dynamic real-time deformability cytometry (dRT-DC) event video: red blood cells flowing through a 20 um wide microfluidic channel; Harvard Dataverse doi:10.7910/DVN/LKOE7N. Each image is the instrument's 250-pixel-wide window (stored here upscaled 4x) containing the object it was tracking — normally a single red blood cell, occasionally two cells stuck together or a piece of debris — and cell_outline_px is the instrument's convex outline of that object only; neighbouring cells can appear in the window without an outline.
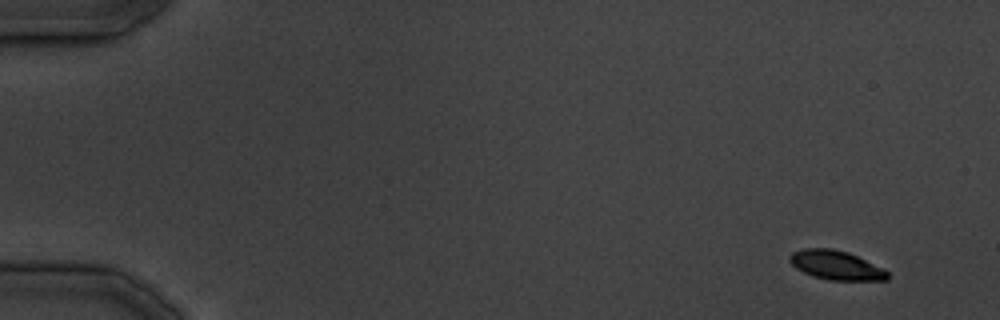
{"species": "common noctule bat (a hibernating species)", "species_latin": "Nyctalus noctula", "temperature_condition": "cold", "stored_images_in_passage": 38, "segment_of_instrument_passage": [1, 2], "camera_frame_rate_fps": 3000, "um_per_image_px": 0.085, "animal": {"sex": "male", "body_mass_g": 19.5, "forearm_length_mm": 54.6}, "frame": {"image": 1, "passage_image": 2, "time_ms": 1.333, "image_size_px": [1000, 320], "cell_outline_px": [[888, 280], [828, 280], [812, 276], [796, 268], [788, 260], [788, 256], [792, 252], [804, 248], [832, 248], [848, 252], [884, 268], [888, 272]], "centroid_in_image_um": [71.05, 22.53], "position_along_channel_um": 14.0, "area_um2": 16.7}}
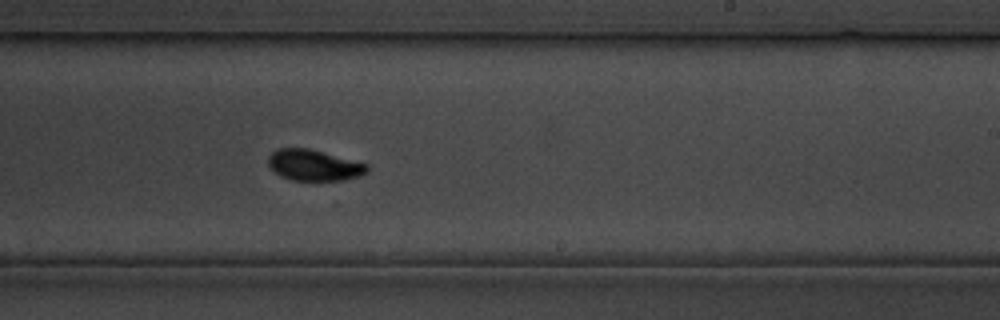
{"frame": {"image": 2, "passage_image": 23, "time_ms": 27.0, "image_size_px": [1000, 320], "cell_outline_px": [[368, 172], [360, 176], [344, 180], [292, 180], [280, 176], [268, 164], [268, 156], [276, 148], [308, 148], [368, 164]], "centroid_in_image_um": [26.68, 14.04], "position_along_channel_um": 262.3, "area_um2": 17.8}}
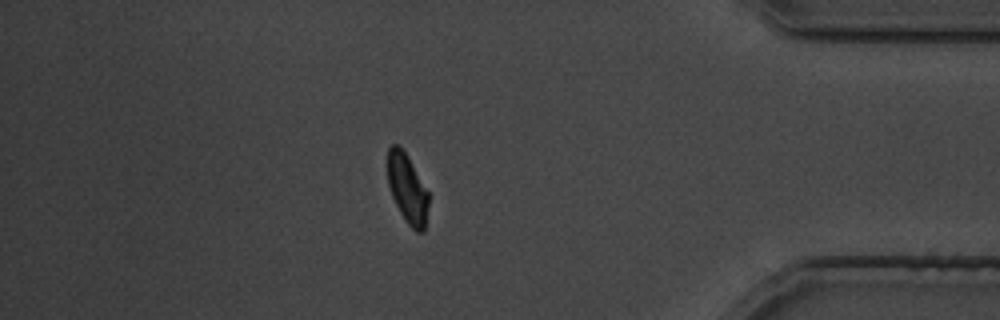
{"frame": {"image": 3, "passage_image": 32, "time_ms": 38.333, "image_size_px": [1000, 320], "cell_outline_px": [[428, 204], [424, 232], [416, 232], [404, 220], [392, 196], [388, 184], [388, 148], [392, 144], [396, 144], [404, 152], [428, 192]], "centroid_in_image_um": [34.61, 16.08], "position_along_channel_um": 400.6, "area_um2": 16.07}}